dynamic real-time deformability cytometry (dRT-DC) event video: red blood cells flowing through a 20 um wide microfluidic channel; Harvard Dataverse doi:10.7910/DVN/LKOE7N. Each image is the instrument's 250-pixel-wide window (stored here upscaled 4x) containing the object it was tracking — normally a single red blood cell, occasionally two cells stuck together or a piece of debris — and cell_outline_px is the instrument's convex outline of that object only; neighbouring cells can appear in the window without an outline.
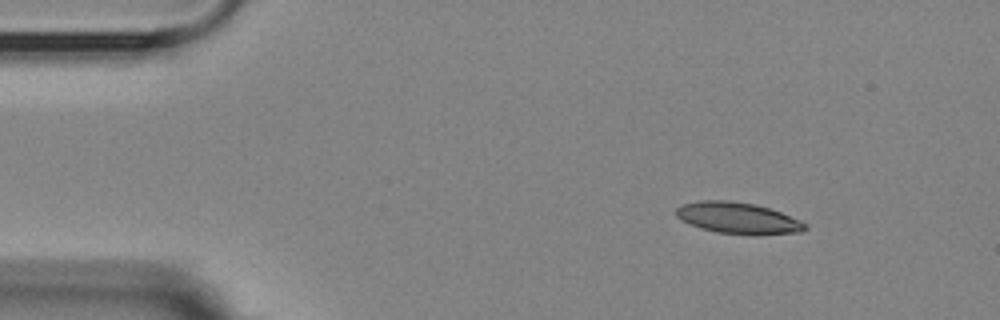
{"species": "Egyptian fruit bat (a non-hibernating species)", "species_latin": "Rousettus aegyptiacus", "temperature_condition": "room temperature", "stored_images_in_passage": 4, "camera_frame_rate_fps": 3000, "um_per_image_px": 0.085, "animal": {"sex": "female"}, "frame": {"image": 1, "passage_image": 1, "time_ms": 0.0, "image_size_px": [1000, 320], "cell_outline_px": [[808, 228], [800, 232], [716, 232], [700, 228], [680, 220], [676, 216], [676, 208], [680, 204], [700, 200], [728, 200], [756, 204], [780, 212], [800, 220], [808, 224]], "centroid_in_image_um": [62.64, 18.48], "position_along_channel_um": 22.4, "area_um2": 22.77}}
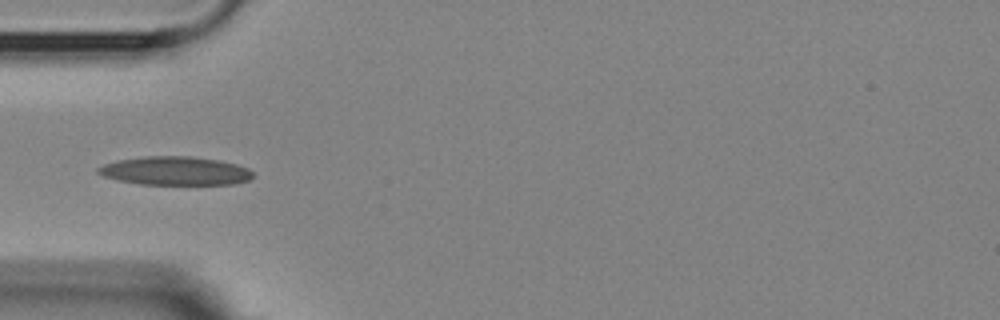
{"frame": {"image": 2, "passage_image": 4, "time_ms": 3.333, "image_size_px": [1000, 320], "cell_outline_px": [[252, 176], [248, 180], [236, 184], [140, 184], [120, 180], [104, 176], [96, 172], [96, 168], [104, 164], [120, 160], [144, 156], [188, 156], [220, 160], [236, 164], [248, 168], [252, 172]], "centroid_in_image_um": [14.9, 14.52], "position_along_channel_um": 70.1, "area_um2": 25.61}}